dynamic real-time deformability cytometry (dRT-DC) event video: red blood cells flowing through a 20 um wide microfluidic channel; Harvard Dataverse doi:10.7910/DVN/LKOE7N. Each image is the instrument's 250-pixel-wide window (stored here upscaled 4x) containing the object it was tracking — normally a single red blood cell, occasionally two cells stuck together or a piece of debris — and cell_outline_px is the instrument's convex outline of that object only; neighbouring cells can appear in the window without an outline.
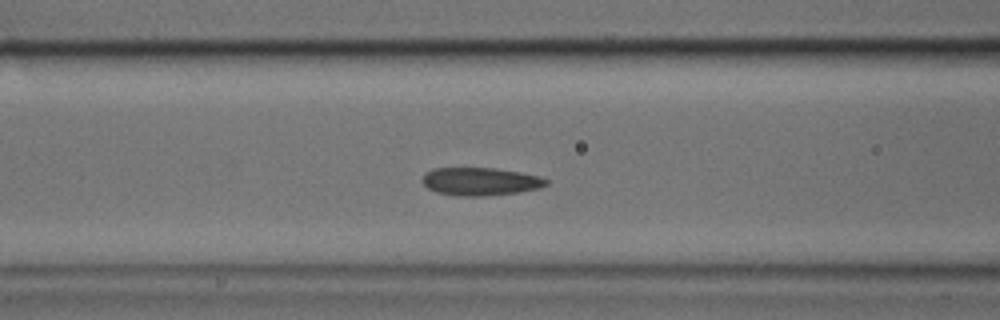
{"species": "common noctule bat (a hibernating species)", "species_latin": "Nyctalus noctula", "temperature_condition": "cold", "stored_images_in_passage": 49, "camera_frame_rate_fps": 3000, "um_per_image_px": 0.085, "animal": {"sex": "male", "body_mass_g": 17.9, "forearm_length_mm": 54.2}, "frame": {"image": 1, "passage_image": 18, "time_ms": 5.667, "image_size_px": [1000, 320], "cell_outline_px": [[548, 184], [540, 188], [516, 192], [484, 196], [456, 196], [436, 192], [428, 188], [420, 180], [424, 172], [432, 168], [492, 168], [520, 172], [540, 176], [548, 180]], "centroid_in_image_um": [40.78, 15.42], "position_along_channel_um": 125.8, "area_um2": 20.29}}
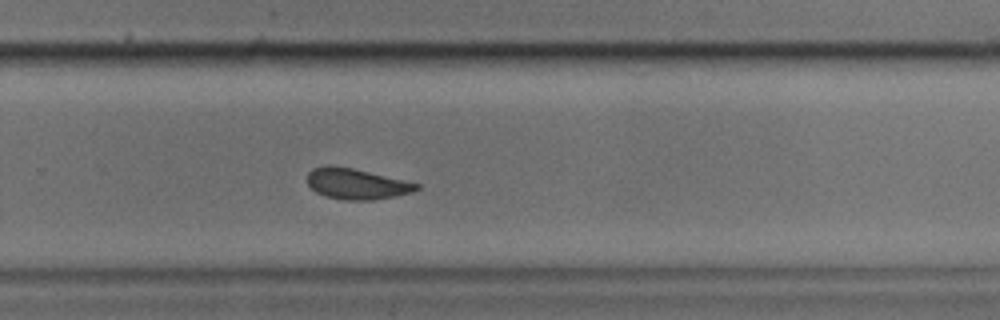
{"frame": {"image": 2, "passage_image": 31, "time_ms": 10.0, "image_size_px": [1000, 320], "cell_outline_px": [[420, 188], [412, 192], [372, 200], [344, 200], [324, 196], [316, 192], [308, 184], [308, 172], [312, 168], [328, 164], [352, 168], [404, 180], [420, 184]], "centroid_in_image_um": [30.27, 15.62], "position_along_channel_um": 299.5, "area_um2": 19.48}}
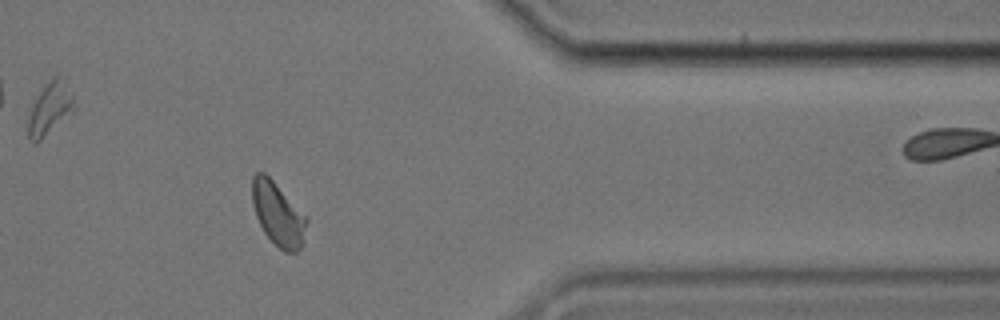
{"frame": {"image": 3, "passage_image": 39, "time_ms": 12.667, "image_size_px": [1000, 320], "cell_outline_px": [[308, 220], [304, 244], [296, 252], [284, 252], [264, 232], [256, 216], [252, 204], [252, 176], [256, 172], [264, 172], [308, 216]], "centroid_in_image_um": [23.66, 18.19], "position_along_channel_um": 387.7, "area_um2": 20.23}}